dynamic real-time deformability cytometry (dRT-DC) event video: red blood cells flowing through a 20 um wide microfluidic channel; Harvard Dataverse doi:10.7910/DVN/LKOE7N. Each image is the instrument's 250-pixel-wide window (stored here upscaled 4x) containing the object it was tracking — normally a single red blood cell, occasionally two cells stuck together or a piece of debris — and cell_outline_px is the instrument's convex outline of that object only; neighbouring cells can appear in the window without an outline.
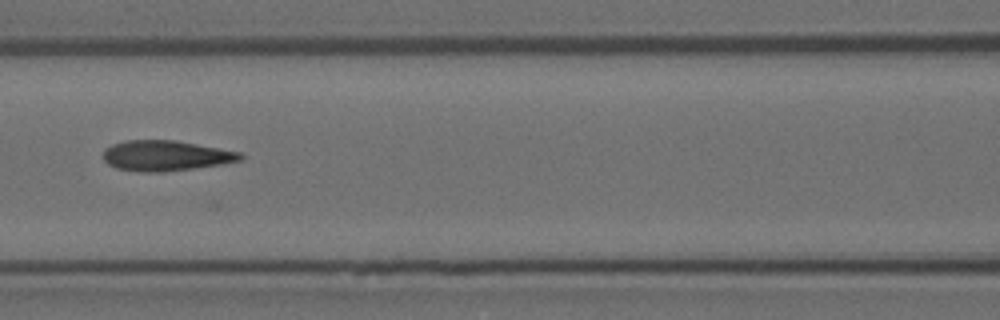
{"species": "Egyptian fruit bat (a non-hibernating species)", "species_latin": "Rousettus aegyptiacus", "temperature_condition": "room temperature", "stored_images_in_passage": 5, "camera_frame_rate_fps": 3000, "um_per_image_px": 0.085, "animal": {"sex": "female"}, "frame": {"image": 1, "passage_image": 3, "time_ms": 0.667, "image_size_px": [1000, 320], "cell_outline_px": [[244, 156], [240, 160], [220, 164], [192, 168], [160, 172], [140, 172], [116, 168], [108, 164], [104, 160], [104, 148], [112, 144], [124, 140], [176, 140], [244, 152]], "centroid_in_image_um": [14.09, 13.22], "position_along_channel_um": 152.5, "area_um2": 24.39}}
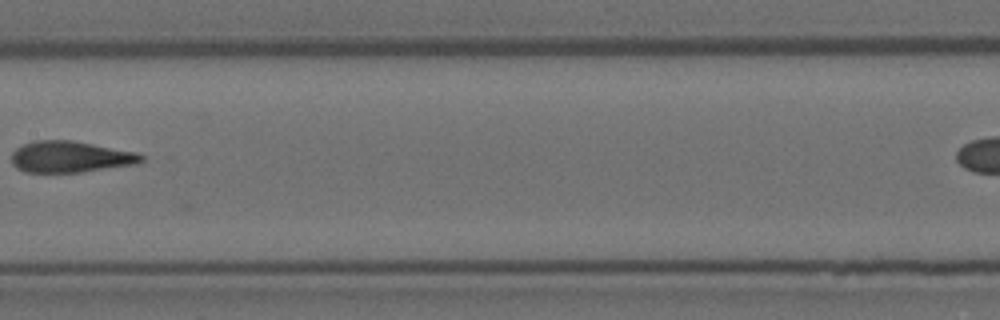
{"frame": {"image": 2, "passage_image": 4, "time_ms": 1.0, "image_size_px": [1000, 320], "cell_outline_px": [[144, 160], [136, 164], [80, 172], [24, 172], [16, 168], [12, 164], [12, 152], [16, 148], [24, 144], [36, 140], [72, 140], [136, 152], [144, 156]], "centroid_in_image_um": [5.96, 13.33], "position_along_channel_um": 201.4, "area_um2": 23.64}}
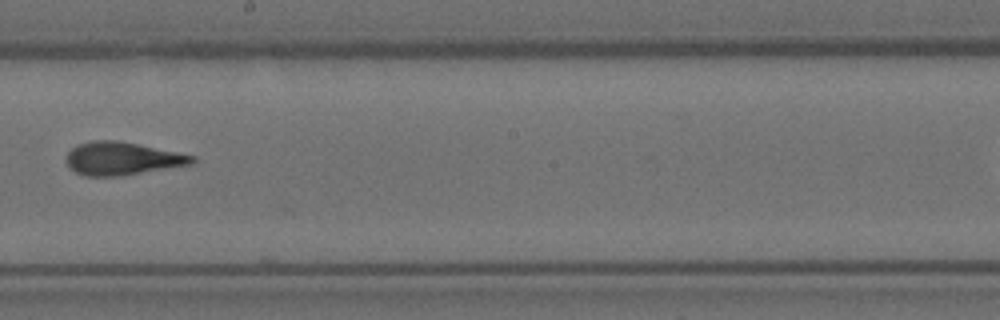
{"frame": {"image": 3, "passage_image": 5, "time_ms": 1.333, "image_size_px": [1000, 320], "cell_outline_px": [[196, 160], [192, 164], [120, 176], [84, 176], [76, 172], [68, 164], [68, 152], [76, 144], [92, 140], [116, 140], [196, 156]], "centroid_in_image_um": [10.38, 13.47], "position_along_channel_um": 237.8, "area_um2": 23.87}}